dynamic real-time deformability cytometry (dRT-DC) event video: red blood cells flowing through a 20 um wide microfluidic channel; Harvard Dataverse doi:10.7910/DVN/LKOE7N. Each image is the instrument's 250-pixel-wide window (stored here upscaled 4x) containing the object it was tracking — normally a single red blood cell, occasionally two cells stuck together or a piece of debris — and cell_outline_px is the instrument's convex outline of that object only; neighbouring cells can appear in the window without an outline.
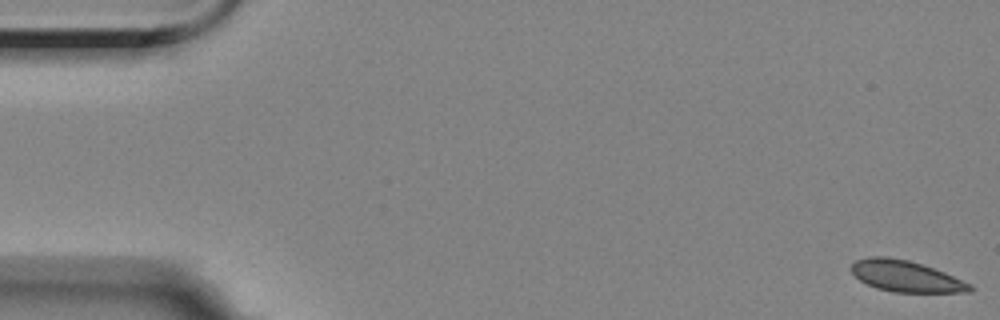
{"species": "Egyptian fruit bat (a non-hibernating species)", "species_latin": "Rousettus aegyptiacus", "temperature_condition": "room temperature", "stored_images_in_passage": 5, "camera_frame_rate_fps": 3000, "um_per_image_px": 0.085, "animal": {"sex": "female"}, "frame": {"image": 1, "passage_image": 1, "time_ms": 0.0, "image_size_px": [1000, 320], "cell_outline_px": [[976, 288], [972, 292], [892, 292], [876, 288], [860, 280], [852, 272], [852, 264], [856, 260], [868, 256], [884, 256], [908, 260], [944, 272], [972, 284]], "centroid_in_image_um": [77.03, 23.49], "position_along_channel_um": 8.0, "area_um2": 21.5}}